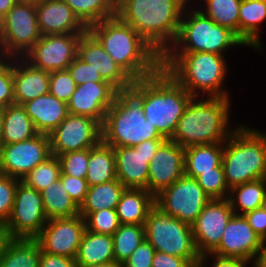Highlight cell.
I'll return each instance as SVG.
<instances>
[{
	"label": "cell",
	"instance_id": "cell-1",
	"mask_svg": "<svg viewBox=\"0 0 266 267\" xmlns=\"http://www.w3.org/2000/svg\"><path fill=\"white\" fill-rule=\"evenodd\" d=\"M145 78L116 89L102 125V141L112 147H134L146 140H166L143 114Z\"/></svg>",
	"mask_w": 266,
	"mask_h": 267
},
{
	"label": "cell",
	"instance_id": "cell-2",
	"mask_svg": "<svg viewBox=\"0 0 266 267\" xmlns=\"http://www.w3.org/2000/svg\"><path fill=\"white\" fill-rule=\"evenodd\" d=\"M88 31L133 80L150 77L162 68V57L117 15L90 25Z\"/></svg>",
	"mask_w": 266,
	"mask_h": 267
},
{
	"label": "cell",
	"instance_id": "cell-3",
	"mask_svg": "<svg viewBox=\"0 0 266 267\" xmlns=\"http://www.w3.org/2000/svg\"><path fill=\"white\" fill-rule=\"evenodd\" d=\"M187 1L117 0L116 15L162 57L177 38Z\"/></svg>",
	"mask_w": 266,
	"mask_h": 267
},
{
	"label": "cell",
	"instance_id": "cell-4",
	"mask_svg": "<svg viewBox=\"0 0 266 267\" xmlns=\"http://www.w3.org/2000/svg\"><path fill=\"white\" fill-rule=\"evenodd\" d=\"M229 101L226 97L210 96L197 102L193 96L170 140L184 148L227 141L233 131L227 129Z\"/></svg>",
	"mask_w": 266,
	"mask_h": 267
},
{
	"label": "cell",
	"instance_id": "cell-5",
	"mask_svg": "<svg viewBox=\"0 0 266 267\" xmlns=\"http://www.w3.org/2000/svg\"><path fill=\"white\" fill-rule=\"evenodd\" d=\"M223 55L208 52L165 53L162 56V69L192 96L200 90L211 97H226L222 90L226 65Z\"/></svg>",
	"mask_w": 266,
	"mask_h": 267
},
{
	"label": "cell",
	"instance_id": "cell-6",
	"mask_svg": "<svg viewBox=\"0 0 266 267\" xmlns=\"http://www.w3.org/2000/svg\"><path fill=\"white\" fill-rule=\"evenodd\" d=\"M227 140L222 166L229 189L266 178V133L241 126Z\"/></svg>",
	"mask_w": 266,
	"mask_h": 267
},
{
	"label": "cell",
	"instance_id": "cell-7",
	"mask_svg": "<svg viewBox=\"0 0 266 267\" xmlns=\"http://www.w3.org/2000/svg\"><path fill=\"white\" fill-rule=\"evenodd\" d=\"M192 97L161 68L145 78L143 114L165 139H171Z\"/></svg>",
	"mask_w": 266,
	"mask_h": 267
},
{
	"label": "cell",
	"instance_id": "cell-8",
	"mask_svg": "<svg viewBox=\"0 0 266 267\" xmlns=\"http://www.w3.org/2000/svg\"><path fill=\"white\" fill-rule=\"evenodd\" d=\"M144 229L145 239L155 251L186 258L194 267L199 266L200 254L191 225L171 217L155 204L147 214Z\"/></svg>",
	"mask_w": 266,
	"mask_h": 267
},
{
	"label": "cell",
	"instance_id": "cell-9",
	"mask_svg": "<svg viewBox=\"0 0 266 267\" xmlns=\"http://www.w3.org/2000/svg\"><path fill=\"white\" fill-rule=\"evenodd\" d=\"M189 17L186 20L181 18L178 35L172 45L175 50L170 48L166 53L208 52L223 55L222 52L230 46L245 45L232 31L218 25L200 10L192 11ZM180 45L182 49L178 52L176 47Z\"/></svg>",
	"mask_w": 266,
	"mask_h": 267
},
{
	"label": "cell",
	"instance_id": "cell-10",
	"mask_svg": "<svg viewBox=\"0 0 266 267\" xmlns=\"http://www.w3.org/2000/svg\"><path fill=\"white\" fill-rule=\"evenodd\" d=\"M47 221L41 192L20 181L5 224L9 238L36 239Z\"/></svg>",
	"mask_w": 266,
	"mask_h": 267
},
{
	"label": "cell",
	"instance_id": "cell-11",
	"mask_svg": "<svg viewBox=\"0 0 266 267\" xmlns=\"http://www.w3.org/2000/svg\"><path fill=\"white\" fill-rule=\"evenodd\" d=\"M211 198L195 178L183 175L155 197L166 214L192 225Z\"/></svg>",
	"mask_w": 266,
	"mask_h": 267
},
{
	"label": "cell",
	"instance_id": "cell-12",
	"mask_svg": "<svg viewBox=\"0 0 266 267\" xmlns=\"http://www.w3.org/2000/svg\"><path fill=\"white\" fill-rule=\"evenodd\" d=\"M40 37L36 5L16 3L5 15V32L3 43L0 45L3 49H0L3 51L1 54L5 57L11 55L12 57L9 58L19 57L21 53L25 56Z\"/></svg>",
	"mask_w": 266,
	"mask_h": 267
},
{
	"label": "cell",
	"instance_id": "cell-13",
	"mask_svg": "<svg viewBox=\"0 0 266 267\" xmlns=\"http://www.w3.org/2000/svg\"><path fill=\"white\" fill-rule=\"evenodd\" d=\"M51 155L95 147L102 141V125L88 116L69 114L50 134Z\"/></svg>",
	"mask_w": 266,
	"mask_h": 267
},
{
	"label": "cell",
	"instance_id": "cell-14",
	"mask_svg": "<svg viewBox=\"0 0 266 267\" xmlns=\"http://www.w3.org/2000/svg\"><path fill=\"white\" fill-rule=\"evenodd\" d=\"M266 247L243 215H233L223 232L219 245L210 253L200 255L198 267H203L208 255L222 258H237L249 262Z\"/></svg>",
	"mask_w": 266,
	"mask_h": 267
},
{
	"label": "cell",
	"instance_id": "cell-15",
	"mask_svg": "<svg viewBox=\"0 0 266 267\" xmlns=\"http://www.w3.org/2000/svg\"><path fill=\"white\" fill-rule=\"evenodd\" d=\"M50 156V139L47 134L38 133L25 141L3 144L0 174L22 181L31 170Z\"/></svg>",
	"mask_w": 266,
	"mask_h": 267
},
{
	"label": "cell",
	"instance_id": "cell-16",
	"mask_svg": "<svg viewBox=\"0 0 266 267\" xmlns=\"http://www.w3.org/2000/svg\"><path fill=\"white\" fill-rule=\"evenodd\" d=\"M81 35H43L26 53L23 61H30L32 66L47 72L66 70L77 56V46Z\"/></svg>",
	"mask_w": 266,
	"mask_h": 267
},
{
	"label": "cell",
	"instance_id": "cell-17",
	"mask_svg": "<svg viewBox=\"0 0 266 267\" xmlns=\"http://www.w3.org/2000/svg\"><path fill=\"white\" fill-rule=\"evenodd\" d=\"M165 140H146L134 147H113L117 179L126 188L147 190L149 162Z\"/></svg>",
	"mask_w": 266,
	"mask_h": 267
},
{
	"label": "cell",
	"instance_id": "cell-18",
	"mask_svg": "<svg viewBox=\"0 0 266 267\" xmlns=\"http://www.w3.org/2000/svg\"><path fill=\"white\" fill-rule=\"evenodd\" d=\"M85 230V220L80 214L52 218L47 221L36 239L42 251L75 259Z\"/></svg>",
	"mask_w": 266,
	"mask_h": 267
},
{
	"label": "cell",
	"instance_id": "cell-19",
	"mask_svg": "<svg viewBox=\"0 0 266 267\" xmlns=\"http://www.w3.org/2000/svg\"><path fill=\"white\" fill-rule=\"evenodd\" d=\"M234 211L228 198L211 199L191 225L196 249L200 255L210 254L220 243Z\"/></svg>",
	"mask_w": 266,
	"mask_h": 267
},
{
	"label": "cell",
	"instance_id": "cell-20",
	"mask_svg": "<svg viewBox=\"0 0 266 267\" xmlns=\"http://www.w3.org/2000/svg\"><path fill=\"white\" fill-rule=\"evenodd\" d=\"M185 148L166 139L149 162L147 191L154 197L184 175Z\"/></svg>",
	"mask_w": 266,
	"mask_h": 267
},
{
	"label": "cell",
	"instance_id": "cell-21",
	"mask_svg": "<svg viewBox=\"0 0 266 267\" xmlns=\"http://www.w3.org/2000/svg\"><path fill=\"white\" fill-rule=\"evenodd\" d=\"M115 97L116 88L109 82H86L76 87L67 102L69 114L88 116L103 125Z\"/></svg>",
	"mask_w": 266,
	"mask_h": 267
},
{
	"label": "cell",
	"instance_id": "cell-22",
	"mask_svg": "<svg viewBox=\"0 0 266 267\" xmlns=\"http://www.w3.org/2000/svg\"><path fill=\"white\" fill-rule=\"evenodd\" d=\"M77 56L99 73L116 89L129 85L133 79L107 54L99 41L87 30L81 35Z\"/></svg>",
	"mask_w": 266,
	"mask_h": 267
},
{
	"label": "cell",
	"instance_id": "cell-23",
	"mask_svg": "<svg viewBox=\"0 0 266 267\" xmlns=\"http://www.w3.org/2000/svg\"><path fill=\"white\" fill-rule=\"evenodd\" d=\"M36 11L41 36L84 34L88 30L64 0H43Z\"/></svg>",
	"mask_w": 266,
	"mask_h": 267
},
{
	"label": "cell",
	"instance_id": "cell-24",
	"mask_svg": "<svg viewBox=\"0 0 266 267\" xmlns=\"http://www.w3.org/2000/svg\"><path fill=\"white\" fill-rule=\"evenodd\" d=\"M24 62L13 63L14 101L19 105L49 93L50 72Z\"/></svg>",
	"mask_w": 266,
	"mask_h": 267
},
{
	"label": "cell",
	"instance_id": "cell-25",
	"mask_svg": "<svg viewBox=\"0 0 266 267\" xmlns=\"http://www.w3.org/2000/svg\"><path fill=\"white\" fill-rule=\"evenodd\" d=\"M38 133L50 134L69 115L67 103L48 93L22 104Z\"/></svg>",
	"mask_w": 266,
	"mask_h": 267
},
{
	"label": "cell",
	"instance_id": "cell-26",
	"mask_svg": "<svg viewBox=\"0 0 266 267\" xmlns=\"http://www.w3.org/2000/svg\"><path fill=\"white\" fill-rule=\"evenodd\" d=\"M154 205L155 197L146 189L125 188L116 207L120 224L144 225Z\"/></svg>",
	"mask_w": 266,
	"mask_h": 267
},
{
	"label": "cell",
	"instance_id": "cell-27",
	"mask_svg": "<svg viewBox=\"0 0 266 267\" xmlns=\"http://www.w3.org/2000/svg\"><path fill=\"white\" fill-rule=\"evenodd\" d=\"M75 261L77 266L115 262L113 237L85 230Z\"/></svg>",
	"mask_w": 266,
	"mask_h": 267
},
{
	"label": "cell",
	"instance_id": "cell-28",
	"mask_svg": "<svg viewBox=\"0 0 266 267\" xmlns=\"http://www.w3.org/2000/svg\"><path fill=\"white\" fill-rule=\"evenodd\" d=\"M212 143L185 148L184 175L197 178L203 172L212 171L222 164L223 144Z\"/></svg>",
	"mask_w": 266,
	"mask_h": 267
},
{
	"label": "cell",
	"instance_id": "cell-29",
	"mask_svg": "<svg viewBox=\"0 0 266 267\" xmlns=\"http://www.w3.org/2000/svg\"><path fill=\"white\" fill-rule=\"evenodd\" d=\"M41 251L37 239L10 238L0 256V267H39Z\"/></svg>",
	"mask_w": 266,
	"mask_h": 267
},
{
	"label": "cell",
	"instance_id": "cell-30",
	"mask_svg": "<svg viewBox=\"0 0 266 267\" xmlns=\"http://www.w3.org/2000/svg\"><path fill=\"white\" fill-rule=\"evenodd\" d=\"M125 186L118 180L90 186L79 214L85 219L90 213L103 209H116Z\"/></svg>",
	"mask_w": 266,
	"mask_h": 267
},
{
	"label": "cell",
	"instance_id": "cell-31",
	"mask_svg": "<svg viewBox=\"0 0 266 267\" xmlns=\"http://www.w3.org/2000/svg\"><path fill=\"white\" fill-rule=\"evenodd\" d=\"M89 187L117 179L114 149L101 141L90 148L87 174Z\"/></svg>",
	"mask_w": 266,
	"mask_h": 267
},
{
	"label": "cell",
	"instance_id": "cell-32",
	"mask_svg": "<svg viewBox=\"0 0 266 267\" xmlns=\"http://www.w3.org/2000/svg\"><path fill=\"white\" fill-rule=\"evenodd\" d=\"M266 19V0H242L239 8V39L247 46L260 48V23Z\"/></svg>",
	"mask_w": 266,
	"mask_h": 267
},
{
	"label": "cell",
	"instance_id": "cell-33",
	"mask_svg": "<svg viewBox=\"0 0 266 267\" xmlns=\"http://www.w3.org/2000/svg\"><path fill=\"white\" fill-rule=\"evenodd\" d=\"M37 134L32 120L22 105L14 103L4 109L2 144L25 141Z\"/></svg>",
	"mask_w": 266,
	"mask_h": 267
},
{
	"label": "cell",
	"instance_id": "cell-34",
	"mask_svg": "<svg viewBox=\"0 0 266 267\" xmlns=\"http://www.w3.org/2000/svg\"><path fill=\"white\" fill-rule=\"evenodd\" d=\"M41 195L48 220L79 215V206L64 189V185L60 179L42 190Z\"/></svg>",
	"mask_w": 266,
	"mask_h": 267
},
{
	"label": "cell",
	"instance_id": "cell-35",
	"mask_svg": "<svg viewBox=\"0 0 266 267\" xmlns=\"http://www.w3.org/2000/svg\"><path fill=\"white\" fill-rule=\"evenodd\" d=\"M228 200L235 215H244L247 212L261 208L266 194V178L237 185L230 189ZM237 193V198L235 199ZM238 201V202H236ZM237 204V205H236ZM240 208L242 214H236V209Z\"/></svg>",
	"mask_w": 266,
	"mask_h": 267
},
{
	"label": "cell",
	"instance_id": "cell-36",
	"mask_svg": "<svg viewBox=\"0 0 266 267\" xmlns=\"http://www.w3.org/2000/svg\"><path fill=\"white\" fill-rule=\"evenodd\" d=\"M64 1L87 28L94 23L114 17L117 13V0Z\"/></svg>",
	"mask_w": 266,
	"mask_h": 267
},
{
	"label": "cell",
	"instance_id": "cell-37",
	"mask_svg": "<svg viewBox=\"0 0 266 267\" xmlns=\"http://www.w3.org/2000/svg\"><path fill=\"white\" fill-rule=\"evenodd\" d=\"M112 237L115 262L123 263L145 240L144 225L120 224Z\"/></svg>",
	"mask_w": 266,
	"mask_h": 267
},
{
	"label": "cell",
	"instance_id": "cell-38",
	"mask_svg": "<svg viewBox=\"0 0 266 267\" xmlns=\"http://www.w3.org/2000/svg\"><path fill=\"white\" fill-rule=\"evenodd\" d=\"M207 17L239 38V8L242 0H205Z\"/></svg>",
	"mask_w": 266,
	"mask_h": 267
},
{
	"label": "cell",
	"instance_id": "cell-39",
	"mask_svg": "<svg viewBox=\"0 0 266 267\" xmlns=\"http://www.w3.org/2000/svg\"><path fill=\"white\" fill-rule=\"evenodd\" d=\"M61 166L57 156L51 155L44 162L37 165L23 179L27 186L38 192L44 190L51 183L60 178Z\"/></svg>",
	"mask_w": 266,
	"mask_h": 267
},
{
	"label": "cell",
	"instance_id": "cell-40",
	"mask_svg": "<svg viewBox=\"0 0 266 267\" xmlns=\"http://www.w3.org/2000/svg\"><path fill=\"white\" fill-rule=\"evenodd\" d=\"M196 180L211 199H224L229 196L230 189L226 184L222 164L212 171L203 172Z\"/></svg>",
	"mask_w": 266,
	"mask_h": 267
},
{
	"label": "cell",
	"instance_id": "cell-41",
	"mask_svg": "<svg viewBox=\"0 0 266 267\" xmlns=\"http://www.w3.org/2000/svg\"><path fill=\"white\" fill-rule=\"evenodd\" d=\"M86 230L113 235L120 226L116 209H103L90 213L85 219Z\"/></svg>",
	"mask_w": 266,
	"mask_h": 267
},
{
	"label": "cell",
	"instance_id": "cell-42",
	"mask_svg": "<svg viewBox=\"0 0 266 267\" xmlns=\"http://www.w3.org/2000/svg\"><path fill=\"white\" fill-rule=\"evenodd\" d=\"M89 154L90 148L71 151L57 156L61 166V173L72 177L85 178L87 174Z\"/></svg>",
	"mask_w": 266,
	"mask_h": 267
},
{
	"label": "cell",
	"instance_id": "cell-43",
	"mask_svg": "<svg viewBox=\"0 0 266 267\" xmlns=\"http://www.w3.org/2000/svg\"><path fill=\"white\" fill-rule=\"evenodd\" d=\"M77 84L71 77L68 69L50 72L49 93L58 100L68 102Z\"/></svg>",
	"mask_w": 266,
	"mask_h": 267
},
{
	"label": "cell",
	"instance_id": "cell-44",
	"mask_svg": "<svg viewBox=\"0 0 266 267\" xmlns=\"http://www.w3.org/2000/svg\"><path fill=\"white\" fill-rule=\"evenodd\" d=\"M21 180L0 174V223L6 224L14 204L15 191Z\"/></svg>",
	"mask_w": 266,
	"mask_h": 267
},
{
	"label": "cell",
	"instance_id": "cell-45",
	"mask_svg": "<svg viewBox=\"0 0 266 267\" xmlns=\"http://www.w3.org/2000/svg\"><path fill=\"white\" fill-rule=\"evenodd\" d=\"M0 59V109H5L7 106L15 103L13 90V63H7V59H3L2 56Z\"/></svg>",
	"mask_w": 266,
	"mask_h": 267
},
{
	"label": "cell",
	"instance_id": "cell-46",
	"mask_svg": "<svg viewBox=\"0 0 266 267\" xmlns=\"http://www.w3.org/2000/svg\"><path fill=\"white\" fill-rule=\"evenodd\" d=\"M67 69L77 86L86 82L104 81L101 75L96 73L89 63L84 62L78 56H76Z\"/></svg>",
	"mask_w": 266,
	"mask_h": 267
},
{
	"label": "cell",
	"instance_id": "cell-47",
	"mask_svg": "<svg viewBox=\"0 0 266 267\" xmlns=\"http://www.w3.org/2000/svg\"><path fill=\"white\" fill-rule=\"evenodd\" d=\"M59 179L64 185V189L69 193V196L80 207L86 198L89 188L86 179L72 177L62 173Z\"/></svg>",
	"mask_w": 266,
	"mask_h": 267
},
{
	"label": "cell",
	"instance_id": "cell-48",
	"mask_svg": "<svg viewBox=\"0 0 266 267\" xmlns=\"http://www.w3.org/2000/svg\"><path fill=\"white\" fill-rule=\"evenodd\" d=\"M155 249L145 239L122 264L123 267H152Z\"/></svg>",
	"mask_w": 266,
	"mask_h": 267
},
{
	"label": "cell",
	"instance_id": "cell-49",
	"mask_svg": "<svg viewBox=\"0 0 266 267\" xmlns=\"http://www.w3.org/2000/svg\"><path fill=\"white\" fill-rule=\"evenodd\" d=\"M255 233L266 244V212L261 207L243 215Z\"/></svg>",
	"mask_w": 266,
	"mask_h": 267
},
{
	"label": "cell",
	"instance_id": "cell-50",
	"mask_svg": "<svg viewBox=\"0 0 266 267\" xmlns=\"http://www.w3.org/2000/svg\"><path fill=\"white\" fill-rule=\"evenodd\" d=\"M152 267H194L186 258L156 251Z\"/></svg>",
	"mask_w": 266,
	"mask_h": 267
},
{
	"label": "cell",
	"instance_id": "cell-51",
	"mask_svg": "<svg viewBox=\"0 0 266 267\" xmlns=\"http://www.w3.org/2000/svg\"><path fill=\"white\" fill-rule=\"evenodd\" d=\"M39 267H77L73 258L41 251Z\"/></svg>",
	"mask_w": 266,
	"mask_h": 267
},
{
	"label": "cell",
	"instance_id": "cell-52",
	"mask_svg": "<svg viewBox=\"0 0 266 267\" xmlns=\"http://www.w3.org/2000/svg\"><path fill=\"white\" fill-rule=\"evenodd\" d=\"M247 261L237 258H222L215 257V260L211 267H245Z\"/></svg>",
	"mask_w": 266,
	"mask_h": 267
},
{
	"label": "cell",
	"instance_id": "cell-53",
	"mask_svg": "<svg viewBox=\"0 0 266 267\" xmlns=\"http://www.w3.org/2000/svg\"><path fill=\"white\" fill-rule=\"evenodd\" d=\"M8 232L5 227V224L0 223V256L2 254V251L5 247V244L9 240Z\"/></svg>",
	"mask_w": 266,
	"mask_h": 267
},
{
	"label": "cell",
	"instance_id": "cell-54",
	"mask_svg": "<svg viewBox=\"0 0 266 267\" xmlns=\"http://www.w3.org/2000/svg\"><path fill=\"white\" fill-rule=\"evenodd\" d=\"M16 3V0H0V13L5 16Z\"/></svg>",
	"mask_w": 266,
	"mask_h": 267
},
{
	"label": "cell",
	"instance_id": "cell-55",
	"mask_svg": "<svg viewBox=\"0 0 266 267\" xmlns=\"http://www.w3.org/2000/svg\"><path fill=\"white\" fill-rule=\"evenodd\" d=\"M255 267H266V247L262 250V252L257 256L256 260H254Z\"/></svg>",
	"mask_w": 266,
	"mask_h": 267
},
{
	"label": "cell",
	"instance_id": "cell-56",
	"mask_svg": "<svg viewBox=\"0 0 266 267\" xmlns=\"http://www.w3.org/2000/svg\"><path fill=\"white\" fill-rule=\"evenodd\" d=\"M3 125H4V109H0V157L2 154V133H3Z\"/></svg>",
	"mask_w": 266,
	"mask_h": 267
},
{
	"label": "cell",
	"instance_id": "cell-57",
	"mask_svg": "<svg viewBox=\"0 0 266 267\" xmlns=\"http://www.w3.org/2000/svg\"><path fill=\"white\" fill-rule=\"evenodd\" d=\"M77 267H123V264L119 262H111L108 264H94V265L77 266Z\"/></svg>",
	"mask_w": 266,
	"mask_h": 267
},
{
	"label": "cell",
	"instance_id": "cell-58",
	"mask_svg": "<svg viewBox=\"0 0 266 267\" xmlns=\"http://www.w3.org/2000/svg\"><path fill=\"white\" fill-rule=\"evenodd\" d=\"M4 32H5V16L2 13H0V45L3 43Z\"/></svg>",
	"mask_w": 266,
	"mask_h": 267
},
{
	"label": "cell",
	"instance_id": "cell-59",
	"mask_svg": "<svg viewBox=\"0 0 266 267\" xmlns=\"http://www.w3.org/2000/svg\"><path fill=\"white\" fill-rule=\"evenodd\" d=\"M17 3H26V4H33V5H37L38 3H40L43 0H16Z\"/></svg>",
	"mask_w": 266,
	"mask_h": 267
},
{
	"label": "cell",
	"instance_id": "cell-60",
	"mask_svg": "<svg viewBox=\"0 0 266 267\" xmlns=\"http://www.w3.org/2000/svg\"><path fill=\"white\" fill-rule=\"evenodd\" d=\"M262 208L265 210L266 212V194H265V197L263 199V203H262Z\"/></svg>",
	"mask_w": 266,
	"mask_h": 267
}]
</instances>
